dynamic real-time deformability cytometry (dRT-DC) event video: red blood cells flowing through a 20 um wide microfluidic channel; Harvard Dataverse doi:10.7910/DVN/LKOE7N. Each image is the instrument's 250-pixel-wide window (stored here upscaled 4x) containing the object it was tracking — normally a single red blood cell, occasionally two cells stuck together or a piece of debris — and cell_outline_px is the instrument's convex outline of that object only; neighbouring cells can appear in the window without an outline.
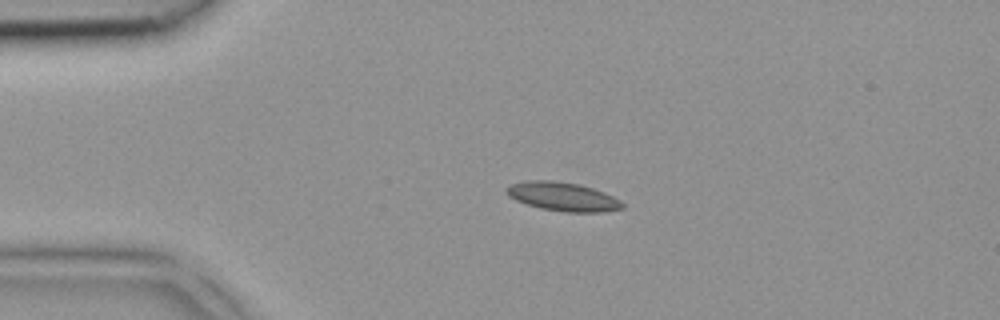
{"species": "common noctule bat (a hibernating species)", "species_latin": "Nyctalus noctula", "temperature_condition": "room temperature", "stored_images_in_passage": 3, "camera_frame_rate_fps": 3000, "um_per_image_px": 0.085, "animal": {"sex": "female", "body_mass_g": 18.4}, "frame": {"image": 1, "passage_image": 1, "time_ms": 0.0, "image_size_px": [1000, 320], "cell_outline_px": [[624, 208], [600, 212], [564, 212], [540, 208], [516, 200], [508, 196], [504, 192], [504, 188], [512, 184], [524, 180], [552, 180], [580, 184], [604, 192], [620, 200], [624, 204]], "centroid_in_image_um": [47.81, 16.7], "position_along_channel_um": 37.2, "area_um2": 19.54}}